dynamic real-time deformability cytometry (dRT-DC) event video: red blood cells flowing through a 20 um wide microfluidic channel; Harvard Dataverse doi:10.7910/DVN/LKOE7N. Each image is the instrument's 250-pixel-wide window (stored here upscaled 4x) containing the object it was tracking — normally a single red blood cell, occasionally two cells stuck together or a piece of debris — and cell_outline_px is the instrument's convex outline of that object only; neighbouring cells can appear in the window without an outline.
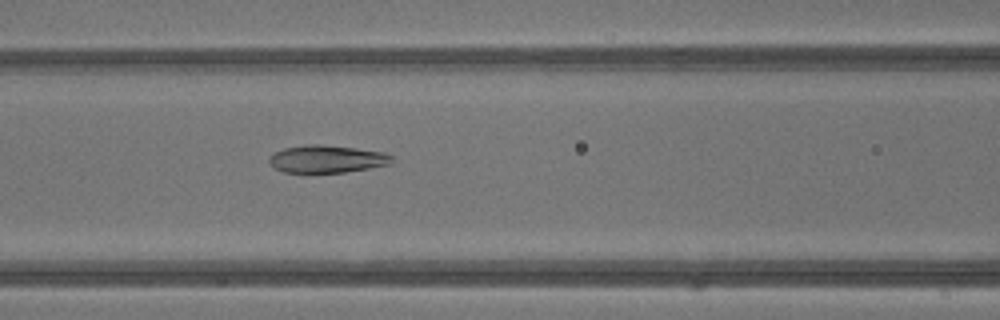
{"species": "common noctule bat (a hibernating species)", "species_latin": "Nyctalus noctula", "temperature_condition": "warm", "stored_images_in_passage": 43, "camera_frame_rate_fps": 3000, "um_per_image_px": 0.085, "animal": {"sex": "male", "body_mass_g": 13.3}, "frame": {"image": 1, "passage_image": 19, "time_ms": 6.0, "image_size_px": [1000, 320], "cell_outline_px": [[392, 160], [388, 164], [368, 168], [344, 172], [284, 172], [272, 168], [268, 160], [268, 156], [284, 148], [308, 144], [320, 144], [356, 148], [384, 152], [392, 156]], "centroid_in_image_um": [27.73, 13.51], "position_along_channel_um": 138.9, "area_um2": 19.59}}
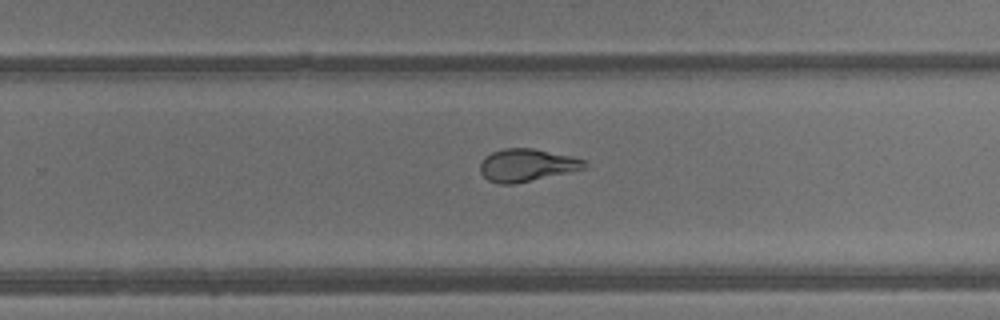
{"frame": {"image": 2, "passage_image": 28, "time_ms": 9.0, "image_size_px": [1000, 320], "cell_outline_px": [[588, 164], [584, 168], [568, 172], [512, 184], [500, 184], [488, 180], [480, 172], [480, 164], [484, 156], [492, 152], [504, 148], [532, 148], [572, 156], [584, 160]], "centroid_in_image_um": [44.74, 14.02], "position_along_channel_um": 285.1, "area_um2": 19.59}}
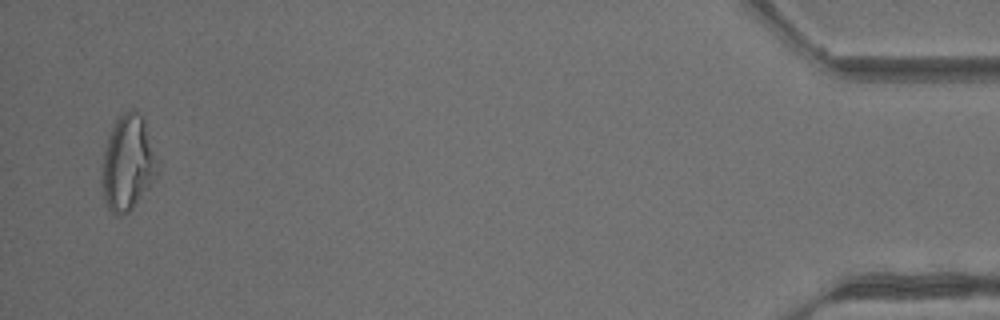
{"frame": {"image": 3, "passage_image": 42, "time_ms": 13.667, "image_size_px": [1000, 320], "cell_outline_px": [[156, 180], [132, 208], [128, 212], [120, 216], [116, 216], [108, 208], [104, 200], [100, 180], [104, 152], [108, 136], [116, 120], [128, 108], [136, 108], [144, 116], [156, 164]], "centroid_in_image_um": [10.83, 13.86], "position_along_channel_um": 424.4, "area_um2": 30.87}, "authors_computed_cell_mechanics": {"area_um2": 23.0044, "velocity_mm_per_s": 4.8807, "shape_relaxation_time_tau1_ms": null, "shape_relaxation_time_tau2_ms": 1.6801, "deformation_change_tau1": null, "deformation_change_tau2": 0.0666}}